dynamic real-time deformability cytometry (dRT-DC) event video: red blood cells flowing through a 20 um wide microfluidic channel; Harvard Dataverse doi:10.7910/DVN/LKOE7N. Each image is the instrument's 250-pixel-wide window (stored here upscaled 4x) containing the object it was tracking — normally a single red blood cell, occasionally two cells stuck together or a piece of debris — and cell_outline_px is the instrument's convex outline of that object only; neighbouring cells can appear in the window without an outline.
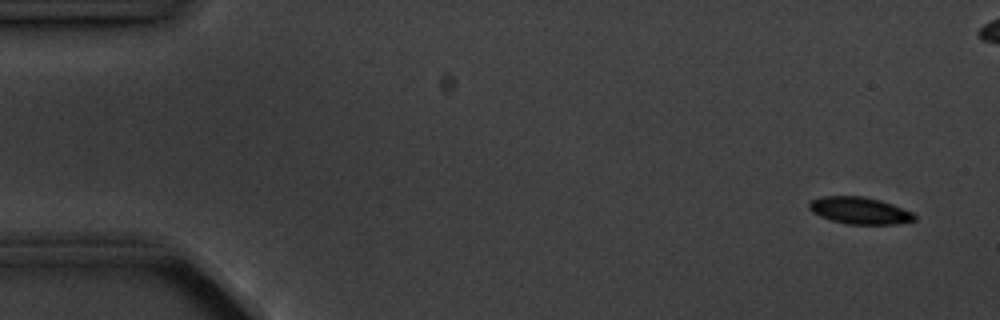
{"species": "common noctule bat (a hibernating species)", "species_latin": "Nyctalus noctula", "temperature_condition": "cold", "stored_images_in_passage": 6, "camera_frame_rate_fps": 3000, "um_per_image_px": 0.085, "animal": {"sex": "male", "body_mass_g": 20.1, "forearm_length_mm": 53.5}, "frame": {"image": 1, "passage_image": 1, "time_ms": 0.0, "image_size_px": [1000, 320], "cell_outline_px": [[916, 220], [896, 224], [848, 224], [832, 220], [820, 216], [812, 212], [808, 208], [808, 200], [820, 196], [864, 196], [880, 200], [892, 204], [912, 212], [916, 216]], "centroid_in_image_um": [73.03, 17.88], "position_along_channel_um": 12.0, "area_um2": 16.65}}
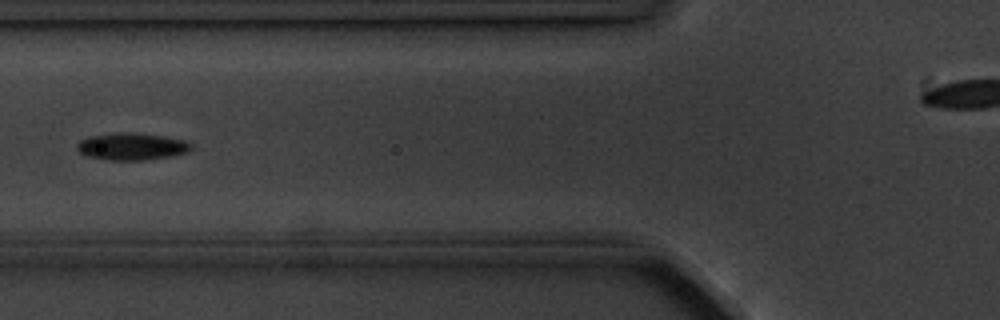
{"frame": {"image": 2, "passage_image": 6, "time_ms": 6.0, "image_size_px": [1000, 320], "cell_outline_px": [[192, 148], [188, 152], [172, 156], [144, 160], [108, 160], [88, 156], [80, 152], [76, 148], [76, 144], [80, 140], [88, 136], [112, 132], [132, 132], [164, 136], [184, 140], [192, 144]], "centroid_in_image_um": [11.18, 12.44], "position_along_channel_um": 114.6, "area_um2": 18.26}}